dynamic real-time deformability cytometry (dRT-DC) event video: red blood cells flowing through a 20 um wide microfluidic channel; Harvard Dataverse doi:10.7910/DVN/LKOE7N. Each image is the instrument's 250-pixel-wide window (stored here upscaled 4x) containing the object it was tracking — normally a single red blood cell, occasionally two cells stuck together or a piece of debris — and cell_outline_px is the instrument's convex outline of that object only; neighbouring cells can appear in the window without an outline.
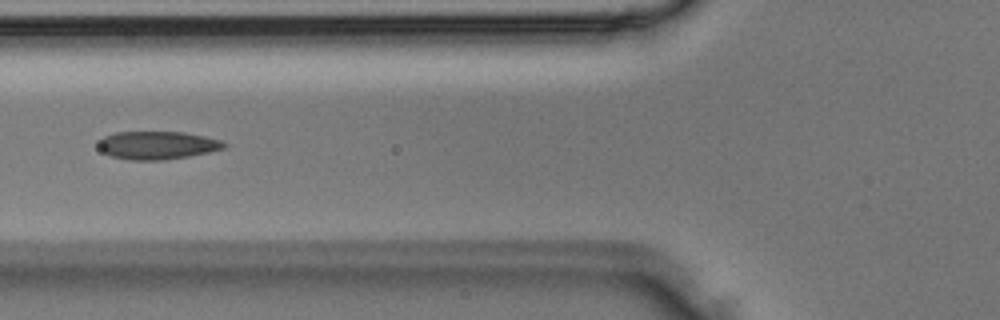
{"species": "Egyptian fruit bat (a non-hibernating species)", "species_latin": "Rousettus aegyptiacus", "temperature_condition": "room temperature", "stored_images_in_passage": 28, "camera_frame_rate_fps": 3000, "um_per_image_px": 0.085, "animal": {"sex": "male"}, "frame": {"image": 1, "passage_image": 5, "time_ms": 1.333, "image_size_px": [1000, 320], "cell_outline_px": [[228, 144], [224, 148], [208, 152], [188, 156], [160, 160], [132, 160], [112, 156], [104, 152], [100, 148], [100, 140], [104, 136], [116, 132], [184, 132], [204, 136], [220, 140]], "centroid_in_image_um": [13.4, 12.34], "position_along_channel_um": 112.4, "area_um2": 20.23}}
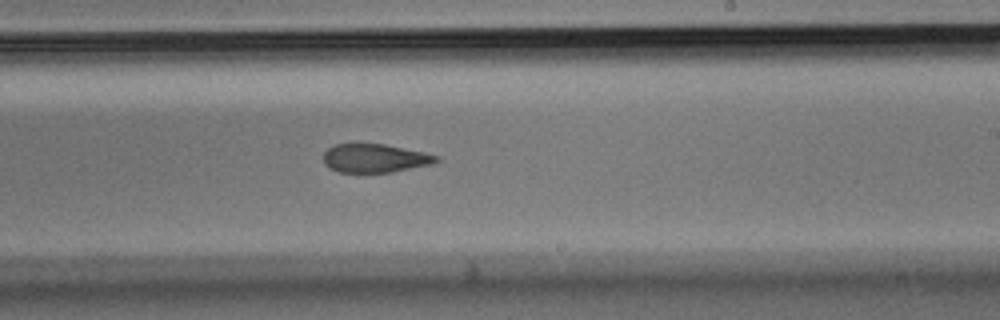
{"frame": {"image": 2, "passage_image": 13, "time_ms": 4.0, "image_size_px": [1000, 320], "cell_outline_px": [[440, 160], [432, 164], [392, 172], [340, 172], [324, 164], [324, 152], [328, 148], [336, 144], [384, 144], [424, 152], [440, 156]], "centroid_in_image_um": [31.9, 13.44], "position_along_channel_um": 257.1, "area_um2": 18.67}}
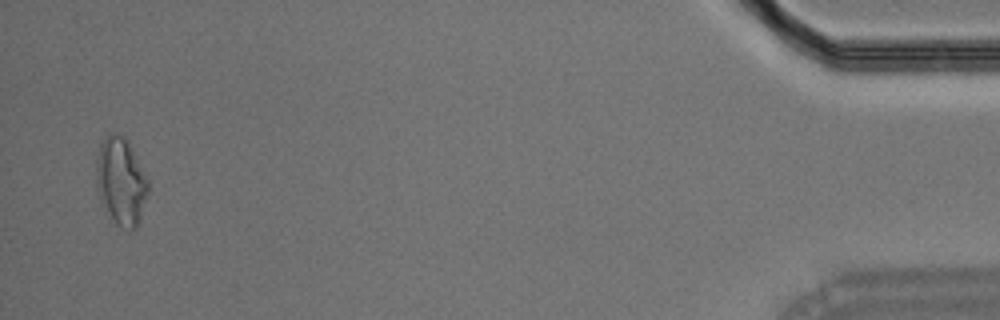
{"frame": {"image": 3, "passage_image": 27, "time_ms": 8.667, "image_size_px": [1000, 320], "cell_outline_px": [[148, 192], [140, 220], [136, 228], [120, 228], [116, 224], [100, 200], [96, 184], [96, 160], [100, 144], [104, 136], [108, 132], [116, 132], [124, 136], [128, 140], [148, 180]], "centroid_in_image_um": [10.27, 15.37], "position_along_channel_um": 424.9, "area_um2": 26.53}}